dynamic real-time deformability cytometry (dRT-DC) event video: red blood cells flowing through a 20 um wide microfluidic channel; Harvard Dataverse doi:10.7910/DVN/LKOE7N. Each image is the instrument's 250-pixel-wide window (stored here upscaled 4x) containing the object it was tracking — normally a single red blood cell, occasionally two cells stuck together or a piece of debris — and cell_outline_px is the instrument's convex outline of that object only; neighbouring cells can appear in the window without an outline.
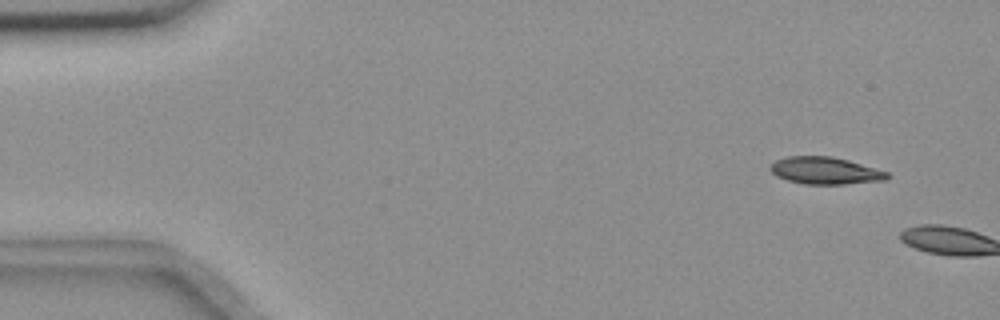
{"species": "common noctule bat (a hibernating species)", "species_latin": "Nyctalus noctula", "temperature_condition": "room temperature", "stored_images_in_passage": 6, "camera_frame_rate_fps": 3000, "um_per_image_px": 0.085, "animal": {"sex": "female", "body_mass_g": 18.4}, "frame": {"image": 1, "passage_image": 2, "time_ms": 1.333, "image_size_px": [1000, 320], "cell_outline_px": [[892, 176], [888, 180], [844, 184], [804, 184], [788, 180], [776, 176], [768, 168], [776, 160], [788, 156], [832, 156], [848, 160], [888, 172]], "centroid_in_image_um": [70.17, 14.51], "position_along_channel_um": 14.8, "area_um2": 18.55}}